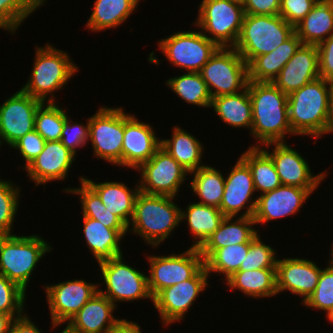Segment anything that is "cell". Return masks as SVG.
<instances>
[{
    "mask_svg": "<svg viewBox=\"0 0 333 333\" xmlns=\"http://www.w3.org/2000/svg\"><path fill=\"white\" fill-rule=\"evenodd\" d=\"M332 82L317 78L288 95V120L296 135L331 134Z\"/></svg>",
    "mask_w": 333,
    "mask_h": 333,
    "instance_id": "1",
    "label": "cell"
},
{
    "mask_svg": "<svg viewBox=\"0 0 333 333\" xmlns=\"http://www.w3.org/2000/svg\"><path fill=\"white\" fill-rule=\"evenodd\" d=\"M247 88L252 102L250 133L257 140L253 147L284 142L287 134L295 135L288 120L287 94L273 82L249 81Z\"/></svg>",
    "mask_w": 333,
    "mask_h": 333,
    "instance_id": "2",
    "label": "cell"
},
{
    "mask_svg": "<svg viewBox=\"0 0 333 333\" xmlns=\"http://www.w3.org/2000/svg\"><path fill=\"white\" fill-rule=\"evenodd\" d=\"M174 199L176 198L140 191L135 200L128 232L139 235L153 248L159 247L181 223V208Z\"/></svg>",
    "mask_w": 333,
    "mask_h": 333,
    "instance_id": "3",
    "label": "cell"
},
{
    "mask_svg": "<svg viewBox=\"0 0 333 333\" xmlns=\"http://www.w3.org/2000/svg\"><path fill=\"white\" fill-rule=\"evenodd\" d=\"M33 63L32 73L21 90L43 103L56 102L53 93L65 87L79 70L67 52L50 43L35 47Z\"/></svg>",
    "mask_w": 333,
    "mask_h": 333,
    "instance_id": "4",
    "label": "cell"
},
{
    "mask_svg": "<svg viewBox=\"0 0 333 333\" xmlns=\"http://www.w3.org/2000/svg\"><path fill=\"white\" fill-rule=\"evenodd\" d=\"M41 236H0V274L26 292L38 262L52 247Z\"/></svg>",
    "mask_w": 333,
    "mask_h": 333,
    "instance_id": "5",
    "label": "cell"
},
{
    "mask_svg": "<svg viewBox=\"0 0 333 333\" xmlns=\"http://www.w3.org/2000/svg\"><path fill=\"white\" fill-rule=\"evenodd\" d=\"M294 32L280 15L245 14L234 48L249 64L255 57L274 51Z\"/></svg>",
    "mask_w": 333,
    "mask_h": 333,
    "instance_id": "6",
    "label": "cell"
},
{
    "mask_svg": "<svg viewBox=\"0 0 333 333\" xmlns=\"http://www.w3.org/2000/svg\"><path fill=\"white\" fill-rule=\"evenodd\" d=\"M198 7L195 27L218 47H234L245 15L242 4L230 0H202Z\"/></svg>",
    "mask_w": 333,
    "mask_h": 333,
    "instance_id": "7",
    "label": "cell"
},
{
    "mask_svg": "<svg viewBox=\"0 0 333 333\" xmlns=\"http://www.w3.org/2000/svg\"><path fill=\"white\" fill-rule=\"evenodd\" d=\"M200 74L212 98L241 92L249 82L248 64L234 47H219Z\"/></svg>",
    "mask_w": 333,
    "mask_h": 333,
    "instance_id": "8",
    "label": "cell"
},
{
    "mask_svg": "<svg viewBox=\"0 0 333 333\" xmlns=\"http://www.w3.org/2000/svg\"><path fill=\"white\" fill-rule=\"evenodd\" d=\"M122 259H124L123 255H120L99 263L102 283L106 285L105 290L98 289V292L106 296L116 307L117 302L138 299H150L153 302L147 275L131 267Z\"/></svg>",
    "mask_w": 333,
    "mask_h": 333,
    "instance_id": "9",
    "label": "cell"
},
{
    "mask_svg": "<svg viewBox=\"0 0 333 333\" xmlns=\"http://www.w3.org/2000/svg\"><path fill=\"white\" fill-rule=\"evenodd\" d=\"M124 136V109L122 107H99L89 117V142L93 156L112 165L122 166Z\"/></svg>",
    "mask_w": 333,
    "mask_h": 333,
    "instance_id": "10",
    "label": "cell"
},
{
    "mask_svg": "<svg viewBox=\"0 0 333 333\" xmlns=\"http://www.w3.org/2000/svg\"><path fill=\"white\" fill-rule=\"evenodd\" d=\"M158 47L172 66H177L186 72H200L219 48L200 29L175 32L159 40Z\"/></svg>",
    "mask_w": 333,
    "mask_h": 333,
    "instance_id": "11",
    "label": "cell"
},
{
    "mask_svg": "<svg viewBox=\"0 0 333 333\" xmlns=\"http://www.w3.org/2000/svg\"><path fill=\"white\" fill-rule=\"evenodd\" d=\"M150 265L148 288L154 298L161 290L191 279L203 266L199 248L189 247L182 253L147 256Z\"/></svg>",
    "mask_w": 333,
    "mask_h": 333,
    "instance_id": "12",
    "label": "cell"
},
{
    "mask_svg": "<svg viewBox=\"0 0 333 333\" xmlns=\"http://www.w3.org/2000/svg\"><path fill=\"white\" fill-rule=\"evenodd\" d=\"M137 170L141 173V179L137 180L141 192L174 198L189 176V172L162 147Z\"/></svg>",
    "mask_w": 333,
    "mask_h": 333,
    "instance_id": "13",
    "label": "cell"
},
{
    "mask_svg": "<svg viewBox=\"0 0 333 333\" xmlns=\"http://www.w3.org/2000/svg\"><path fill=\"white\" fill-rule=\"evenodd\" d=\"M209 274L205 265L191 278L161 290L154 298L162 325L169 326L183 320L196 298L209 286Z\"/></svg>",
    "mask_w": 333,
    "mask_h": 333,
    "instance_id": "14",
    "label": "cell"
},
{
    "mask_svg": "<svg viewBox=\"0 0 333 333\" xmlns=\"http://www.w3.org/2000/svg\"><path fill=\"white\" fill-rule=\"evenodd\" d=\"M100 284L75 279L44 285L52 327L69 322L98 293Z\"/></svg>",
    "mask_w": 333,
    "mask_h": 333,
    "instance_id": "15",
    "label": "cell"
},
{
    "mask_svg": "<svg viewBox=\"0 0 333 333\" xmlns=\"http://www.w3.org/2000/svg\"><path fill=\"white\" fill-rule=\"evenodd\" d=\"M42 103L20 89L0 105V147L3 143L11 147L34 130L35 115Z\"/></svg>",
    "mask_w": 333,
    "mask_h": 333,
    "instance_id": "16",
    "label": "cell"
},
{
    "mask_svg": "<svg viewBox=\"0 0 333 333\" xmlns=\"http://www.w3.org/2000/svg\"><path fill=\"white\" fill-rule=\"evenodd\" d=\"M270 145L274 147L271 152L268 150ZM261 148L271 157L282 185L318 188L319 184L326 180L324 178L327 177V172L314 175L308 161L286 142L268 143Z\"/></svg>",
    "mask_w": 333,
    "mask_h": 333,
    "instance_id": "17",
    "label": "cell"
},
{
    "mask_svg": "<svg viewBox=\"0 0 333 333\" xmlns=\"http://www.w3.org/2000/svg\"><path fill=\"white\" fill-rule=\"evenodd\" d=\"M255 186L249 166L240 158L225 177V187L219 209L224 216L253 217L257 197L253 198ZM252 200V202H251Z\"/></svg>",
    "mask_w": 333,
    "mask_h": 333,
    "instance_id": "18",
    "label": "cell"
},
{
    "mask_svg": "<svg viewBox=\"0 0 333 333\" xmlns=\"http://www.w3.org/2000/svg\"><path fill=\"white\" fill-rule=\"evenodd\" d=\"M161 147L153 126L124 111L122 167L137 170Z\"/></svg>",
    "mask_w": 333,
    "mask_h": 333,
    "instance_id": "19",
    "label": "cell"
},
{
    "mask_svg": "<svg viewBox=\"0 0 333 333\" xmlns=\"http://www.w3.org/2000/svg\"><path fill=\"white\" fill-rule=\"evenodd\" d=\"M316 189L281 185L270 192L258 195L253 215L256 225L298 213Z\"/></svg>",
    "mask_w": 333,
    "mask_h": 333,
    "instance_id": "20",
    "label": "cell"
},
{
    "mask_svg": "<svg viewBox=\"0 0 333 333\" xmlns=\"http://www.w3.org/2000/svg\"><path fill=\"white\" fill-rule=\"evenodd\" d=\"M322 268L314 261L303 258H280L276 266V289L280 294L288 290L302 297V304L314 292Z\"/></svg>",
    "mask_w": 333,
    "mask_h": 333,
    "instance_id": "21",
    "label": "cell"
},
{
    "mask_svg": "<svg viewBox=\"0 0 333 333\" xmlns=\"http://www.w3.org/2000/svg\"><path fill=\"white\" fill-rule=\"evenodd\" d=\"M76 155L68 150L60 140L46 141L41 153L25 168L35 186H45L48 182L63 181L68 176Z\"/></svg>",
    "mask_w": 333,
    "mask_h": 333,
    "instance_id": "22",
    "label": "cell"
},
{
    "mask_svg": "<svg viewBox=\"0 0 333 333\" xmlns=\"http://www.w3.org/2000/svg\"><path fill=\"white\" fill-rule=\"evenodd\" d=\"M319 77L317 45L302 44L273 83L283 93L289 95Z\"/></svg>",
    "mask_w": 333,
    "mask_h": 333,
    "instance_id": "23",
    "label": "cell"
},
{
    "mask_svg": "<svg viewBox=\"0 0 333 333\" xmlns=\"http://www.w3.org/2000/svg\"><path fill=\"white\" fill-rule=\"evenodd\" d=\"M117 309L106 296L97 293L67 323L69 333H110L120 320L113 312Z\"/></svg>",
    "mask_w": 333,
    "mask_h": 333,
    "instance_id": "24",
    "label": "cell"
},
{
    "mask_svg": "<svg viewBox=\"0 0 333 333\" xmlns=\"http://www.w3.org/2000/svg\"><path fill=\"white\" fill-rule=\"evenodd\" d=\"M234 218V219H233ZM253 217L225 216L218 229L199 248L204 261L216 250L228 245L251 242L259 233Z\"/></svg>",
    "mask_w": 333,
    "mask_h": 333,
    "instance_id": "25",
    "label": "cell"
},
{
    "mask_svg": "<svg viewBox=\"0 0 333 333\" xmlns=\"http://www.w3.org/2000/svg\"><path fill=\"white\" fill-rule=\"evenodd\" d=\"M82 217L84 239L97 263L123 255L121 240L128 229L108 228L100 221Z\"/></svg>",
    "mask_w": 333,
    "mask_h": 333,
    "instance_id": "26",
    "label": "cell"
},
{
    "mask_svg": "<svg viewBox=\"0 0 333 333\" xmlns=\"http://www.w3.org/2000/svg\"><path fill=\"white\" fill-rule=\"evenodd\" d=\"M83 180L98 194L105 208L118 216L127 226L132 219L134 205L140 192L139 184L130 189L121 182H94L89 178Z\"/></svg>",
    "mask_w": 333,
    "mask_h": 333,
    "instance_id": "27",
    "label": "cell"
},
{
    "mask_svg": "<svg viewBox=\"0 0 333 333\" xmlns=\"http://www.w3.org/2000/svg\"><path fill=\"white\" fill-rule=\"evenodd\" d=\"M302 44L294 32L274 51L255 57L248 64L249 81L273 82Z\"/></svg>",
    "mask_w": 333,
    "mask_h": 333,
    "instance_id": "28",
    "label": "cell"
},
{
    "mask_svg": "<svg viewBox=\"0 0 333 333\" xmlns=\"http://www.w3.org/2000/svg\"><path fill=\"white\" fill-rule=\"evenodd\" d=\"M303 44L318 45L333 34V0L320 1L294 27Z\"/></svg>",
    "mask_w": 333,
    "mask_h": 333,
    "instance_id": "29",
    "label": "cell"
},
{
    "mask_svg": "<svg viewBox=\"0 0 333 333\" xmlns=\"http://www.w3.org/2000/svg\"><path fill=\"white\" fill-rule=\"evenodd\" d=\"M140 1L95 0L93 11L85 26L96 33L116 28L126 22L133 11H136Z\"/></svg>",
    "mask_w": 333,
    "mask_h": 333,
    "instance_id": "30",
    "label": "cell"
},
{
    "mask_svg": "<svg viewBox=\"0 0 333 333\" xmlns=\"http://www.w3.org/2000/svg\"><path fill=\"white\" fill-rule=\"evenodd\" d=\"M170 139H162L164 148L189 173L206 165L202 163L204 147L202 142L180 126H174Z\"/></svg>",
    "mask_w": 333,
    "mask_h": 333,
    "instance_id": "31",
    "label": "cell"
},
{
    "mask_svg": "<svg viewBox=\"0 0 333 333\" xmlns=\"http://www.w3.org/2000/svg\"><path fill=\"white\" fill-rule=\"evenodd\" d=\"M181 208V221L186 222L193 236L192 247L200 248L206 240L218 229L225 217L219 208L198 202L188 204L186 210ZM195 240V241H194Z\"/></svg>",
    "mask_w": 333,
    "mask_h": 333,
    "instance_id": "32",
    "label": "cell"
},
{
    "mask_svg": "<svg viewBox=\"0 0 333 333\" xmlns=\"http://www.w3.org/2000/svg\"><path fill=\"white\" fill-rule=\"evenodd\" d=\"M211 108L219 118L234 128H252V102L248 88L236 94L213 97Z\"/></svg>",
    "mask_w": 333,
    "mask_h": 333,
    "instance_id": "33",
    "label": "cell"
},
{
    "mask_svg": "<svg viewBox=\"0 0 333 333\" xmlns=\"http://www.w3.org/2000/svg\"><path fill=\"white\" fill-rule=\"evenodd\" d=\"M230 290L241 291L247 297L269 298L276 296V269L236 271L225 280Z\"/></svg>",
    "mask_w": 333,
    "mask_h": 333,
    "instance_id": "34",
    "label": "cell"
},
{
    "mask_svg": "<svg viewBox=\"0 0 333 333\" xmlns=\"http://www.w3.org/2000/svg\"><path fill=\"white\" fill-rule=\"evenodd\" d=\"M240 158L249 166L255 192L260 191L259 195L282 185L271 157L261 147L249 146Z\"/></svg>",
    "mask_w": 333,
    "mask_h": 333,
    "instance_id": "35",
    "label": "cell"
},
{
    "mask_svg": "<svg viewBox=\"0 0 333 333\" xmlns=\"http://www.w3.org/2000/svg\"><path fill=\"white\" fill-rule=\"evenodd\" d=\"M189 174H193L189 186L199 198L198 203L219 208L225 187V175L209 165H204Z\"/></svg>",
    "mask_w": 333,
    "mask_h": 333,
    "instance_id": "36",
    "label": "cell"
},
{
    "mask_svg": "<svg viewBox=\"0 0 333 333\" xmlns=\"http://www.w3.org/2000/svg\"><path fill=\"white\" fill-rule=\"evenodd\" d=\"M80 186L77 188H65L62 191L79 196L82 215L100 221L103 225L112 229H128V226L115 214L108 211L98 194L79 176Z\"/></svg>",
    "mask_w": 333,
    "mask_h": 333,
    "instance_id": "37",
    "label": "cell"
},
{
    "mask_svg": "<svg viewBox=\"0 0 333 333\" xmlns=\"http://www.w3.org/2000/svg\"><path fill=\"white\" fill-rule=\"evenodd\" d=\"M166 85L188 104L206 108L211 106L212 97L200 72H187L169 78Z\"/></svg>",
    "mask_w": 333,
    "mask_h": 333,
    "instance_id": "38",
    "label": "cell"
},
{
    "mask_svg": "<svg viewBox=\"0 0 333 333\" xmlns=\"http://www.w3.org/2000/svg\"><path fill=\"white\" fill-rule=\"evenodd\" d=\"M250 242L242 244L228 245L216 249L205 261L209 276L212 274H223L224 279H228L233 273L239 271L240 265L243 263L248 250ZM216 272V273H215Z\"/></svg>",
    "mask_w": 333,
    "mask_h": 333,
    "instance_id": "39",
    "label": "cell"
},
{
    "mask_svg": "<svg viewBox=\"0 0 333 333\" xmlns=\"http://www.w3.org/2000/svg\"><path fill=\"white\" fill-rule=\"evenodd\" d=\"M66 110L61 108L57 102L42 103L35 115L34 129L46 141L60 140L64 123L68 117Z\"/></svg>",
    "mask_w": 333,
    "mask_h": 333,
    "instance_id": "40",
    "label": "cell"
},
{
    "mask_svg": "<svg viewBox=\"0 0 333 333\" xmlns=\"http://www.w3.org/2000/svg\"><path fill=\"white\" fill-rule=\"evenodd\" d=\"M302 305L325 311L328 321L333 323V261L331 259L327 267L322 269L314 292Z\"/></svg>",
    "mask_w": 333,
    "mask_h": 333,
    "instance_id": "41",
    "label": "cell"
},
{
    "mask_svg": "<svg viewBox=\"0 0 333 333\" xmlns=\"http://www.w3.org/2000/svg\"><path fill=\"white\" fill-rule=\"evenodd\" d=\"M20 190L12 181L0 179V236L12 235L20 203Z\"/></svg>",
    "mask_w": 333,
    "mask_h": 333,
    "instance_id": "42",
    "label": "cell"
},
{
    "mask_svg": "<svg viewBox=\"0 0 333 333\" xmlns=\"http://www.w3.org/2000/svg\"><path fill=\"white\" fill-rule=\"evenodd\" d=\"M39 6L33 0H0V29L15 34Z\"/></svg>",
    "mask_w": 333,
    "mask_h": 333,
    "instance_id": "43",
    "label": "cell"
},
{
    "mask_svg": "<svg viewBox=\"0 0 333 333\" xmlns=\"http://www.w3.org/2000/svg\"><path fill=\"white\" fill-rule=\"evenodd\" d=\"M277 252L270 245L262 241L260 233L250 242L248 253L240 265L239 271H252L257 269H276Z\"/></svg>",
    "mask_w": 333,
    "mask_h": 333,
    "instance_id": "44",
    "label": "cell"
},
{
    "mask_svg": "<svg viewBox=\"0 0 333 333\" xmlns=\"http://www.w3.org/2000/svg\"><path fill=\"white\" fill-rule=\"evenodd\" d=\"M26 292L7 277L0 274V312L13 318L25 313Z\"/></svg>",
    "mask_w": 333,
    "mask_h": 333,
    "instance_id": "45",
    "label": "cell"
},
{
    "mask_svg": "<svg viewBox=\"0 0 333 333\" xmlns=\"http://www.w3.org/2000/svg\"><path fill=\"white\" fill-rule=\"evenodd\" d=\"M60 141L68 150L77 155L78 147H84L89 142V117L84 125V123L79 124L72 121L68 116L63 126Z\"/></svg>",
    "mask_w": 333,
    "mask_h": 333,
    "instance_id": "46",
    "label": "cell"
},
{
    "mask_svg": "<svg viewBox=\"0 0 333 333\" xmlns=\"http://www.w3.org/2000/svg\"><path fill=\"white\" fill-rule=\"evenodd\" d=\"M316 0H281L279 15L295 27L313 9Z\"/></svg>",
    "mask_w": 333,
    "mask_h": 333,
    "instance_id": "47",
    "label": "cell"
},
{
    "mask_svg": "<svg viewBox=\"0 0 333 333\" xmlns=\"http://www.w3.org/2000/svg\"><path fill=\"white\" fill-rule=\"evenodd\" d=\"M46 140L34 129L16 141L11 147L18 149L25 161L24 169L41 153Z\"/></svg>",
    "mask_w": 333,
    "mask_h": 333,
    "instance_id": "48",
    "label": "cell"
},
{
    "mask_svg": "<svg viewBox=\"0 0 333 333\" xmlns=\"http://www.w3.org/2000/svg\"><path fill=\"white\" fill-rule=\"evenodd\" d=\"M320 78L333 82V34L317 45Z\"/></svg>",
    "mask_w": 333,
    "mask_h": 333,
    "instance_id": "49",
    "label": "cell"
},
{
    "mask_svg": "<svg viewBox=\"0 0 333 333\" xmlns=\"http://www.w3.org/2000/svg\"><path fill=\"white\" fill-rule=\"evenodd\" d=\"M281 0H245L242 4L245 14L279 15Z\"/></svg>",
    "mask_w": 333,
    "mask_h": 333,
    "instance_id": "50",
    "label": "cell"
},
{
    "mask_svg": "<svg viewBox=\"0 0 333 333\" xmlns=\"http://www.w3.org/2000/svg\"><path fill=\"white\" fill-rule=\"evenodd\" d=\"M41 331L30 319V316L24 313L22 316L14 318L8 333H43Z\"/></svg>",
    "mask_w": 333,
    "mask_h": 333,
    "instance_id": "51",
    "label": "cell"
},
{
    "mask_svg": "<svg viewBox=\"0 0 333 333\" xmlns=\"http://www.w3.org/2000/svg\"><path fill=\"white\" fill-rule=\"evenodd\" d=\"M110 333H142L141 326L127 319H120Z\"/></svg>",
    "mask_w": 333,
    "mask_h": 333,
    "instance_id": "52",
    "label": "cell"
},
{
    "mask_svg": "<svg viewBox=\"0 0 333 333\" xmlns=\"http://www.w3.org/2000/svg\"><path fill=\"white\" fill-rule=\"evenodd\" d=\"M13 320L10 314L0 312V333H8Z\"/></svg>",
    "mask_w": 333,
    "mask_h": 333,
    "instance_id": "53",
    "label": "cell"
},
{
    "mask_svg": "<svg viewBox=\"0 0 333 333\" xmlns=\"http://www.w3.org/2000/svg\"><path fill=\"white\" fill-rule=\"evenodd\" d=\"M333 132V82H332V115H331V133Z\"/></svg>",
    "mask_w": 333,
    "mask_h": 333,
    "instance_id": "54",
    "label": "cell"
},
{
    "mask_svg": "<svg viewBox=\"0 0 333 333\" xmlns=\"http://www.w3.org/2000/svg\"><path fill=\"white\" fill-rule=\"evenodd\" d=\"M39 7L43 6L46 2V0H33Z\"/></svg>",
    "mask_w": 333,
    "mask_h": 333,
    "instance_id": "55",
    "label": "cell"
},
{
    "mask_svg": "<svg viewBox=\"0 0 333 333\" xmlns=\"http://www.w3.org/2000/svg\"><path fill=\"white\" fill-rule=\"evenodd\" d=\"M230 1H234V2H238L240 4H243L245 0H230Z\"/></svg>",
    "mask_w": 333,
    "mask_h": 333,
    "instance_id": "56",
    "label": "cell"
},
{
    "mask_svg": "<svg viewBox=\"0 0 333 333\" xmlns=\"http://www.w3.org/2000/svg\"><path fill=\"white\" fill-rule=\"evenodd\" d=\"M332 245H333V244H332ZM330 254H331V255H330V256H331L330 259L333 261V246H332V250H331Z\"/></svg>",
    "mask_w": 333,
    "mask_h": 333,
    "instance_id": "57",
    "label": "cell"
},
{
    "mask_svg": "<svg viewBox=\"0 0 333 333\" xmlns=\"http://www.w3.org/2000/svg\"><path fill=\"white\" fill-rule=\"evenodd\" d=\"M61 333H69V332L64 328Z\"/></svg>",
    "mask_w": 333,
    "mask_h": 333,
    "instance_id": "58",
    "label": "cell"
},
{
    "mask_svg": "<svg viewBox=\"0 0 333 333\" xmlns=\"http://www.w3.org/2000/svg\"><path fill=\"white\" fill-rule=\"evenodd\" d=\"M317 2H320V1H332V0H316Z\"/></svg>",
    "mask_w": 333,
    "mask_h": 333,
    "instance_id": "59",
    "label": "cell"
}]
</instances>
